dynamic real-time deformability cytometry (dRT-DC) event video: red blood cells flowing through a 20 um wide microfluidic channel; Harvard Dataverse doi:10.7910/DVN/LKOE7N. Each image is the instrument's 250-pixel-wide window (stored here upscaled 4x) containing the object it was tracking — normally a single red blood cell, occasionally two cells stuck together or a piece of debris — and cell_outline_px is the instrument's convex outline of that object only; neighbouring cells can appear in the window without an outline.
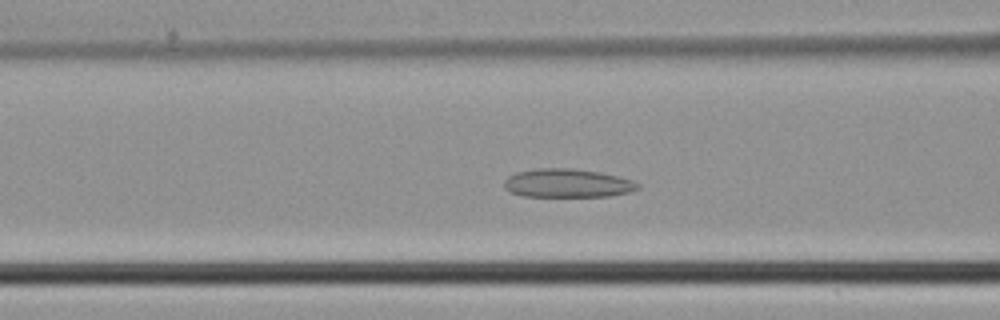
{"species": "common noctule bat (a hibernating species)", "species_latin": "Nyctalus noctula", "temperature_condition": "cold", "stored_images_in_passage": 33, "camera_frame_rate_fps": 3000, "um_per_image_px": 0.085, "animal": {"sex": "male", "body_mass_g": 21.5, "forearm_length_mm": 52.0}, "frame": {"image": 1, "passage_image": 4, "time_ms": 1.0, "image_size_px": [1000, 320], "cell_outline_px": [[640, 188], [632, 192], [612, 196], [520, 196], [508, 192], [504, 188], [504, 180], [508, 176], [516, 172], [536, 168], [568, 168], [600, 172], [632, 180], [640, 184]], "centroid_in_image_um": [48.21, 15.58], "position_along_channel_um": 118.4, "area_um2": 22.48}}
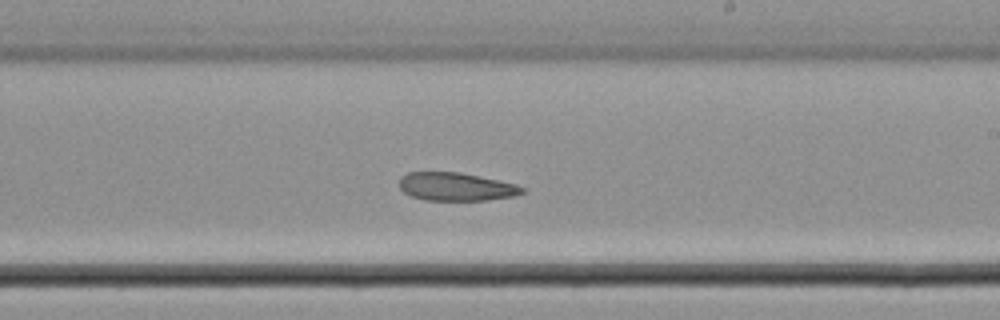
{"frame": {"image": 2, "passage_image": 13, "time_ms": 4.0, "image_size_px": [1000, 320], "cell_outline_px": [[528, 188], [524, 192], [516, 196], [484, 200], [424, 200], [412, 196], [404, 192], [400, 188], [400, 176], [408, 172], [460, 172], [516, 184]], "centroid_in_image_um": [38.79, 15.87], "position_along_channel_um": 250.2, "area_um2": 20.23}}
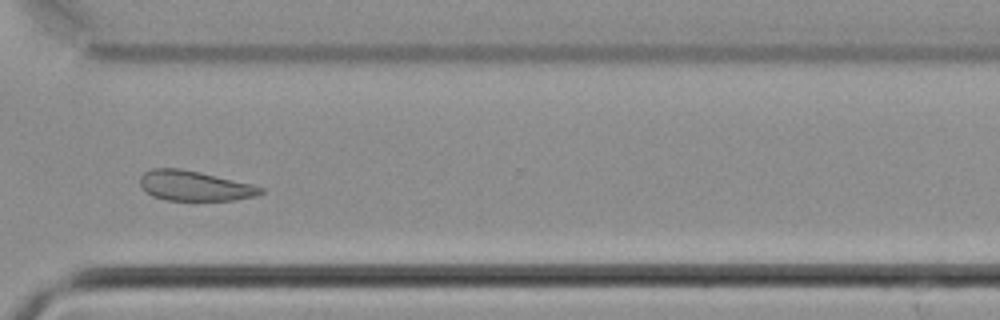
{"frame": {"image": 3, "passage_image": 20, "time_ms": 6.333, "image_size_px": [1000, 320], "cell_outline_px": [[264, 192], [256, 196], [236, 200], [164, 200], [152, 196], [140, 184], [140, 176], [144, 172], [152, 168], [180, 168], [200, 172], [252, 184], [264, 188]], "centroid_in_image_um": [16.55, 15.79], "position_along_channel_um": 354.1, "area_um2": 21.1}}